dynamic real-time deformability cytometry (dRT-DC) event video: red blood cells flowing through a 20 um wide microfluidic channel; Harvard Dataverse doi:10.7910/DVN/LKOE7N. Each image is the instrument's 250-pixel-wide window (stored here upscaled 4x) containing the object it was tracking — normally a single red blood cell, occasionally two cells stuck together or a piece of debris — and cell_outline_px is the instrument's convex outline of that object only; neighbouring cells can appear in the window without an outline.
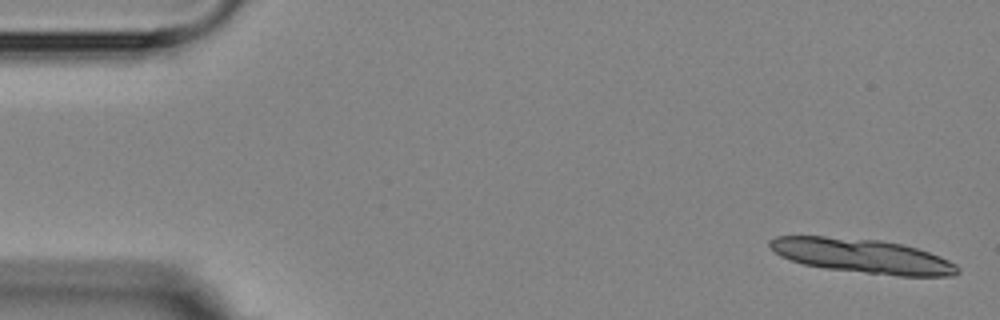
{"species": "Egyptian fruit bat (a non-hibernating species)", "species_latin": "Rousettus aegyptiacus", "temperature_condition": "room temperature", "stored_images_in_passage": 6, "camera_frame_rate_fps": 3000, "um_per_image_px": 0.085, "animal": {"sex": "female"}, "frame": {"image": 1, "passage_image": 1, "time_ms": 0.0, "image_size_px": [1000, 320], "cell_outline_px": [[960, 272], [952, 276], [896, 276], [824, 268], [804, 264], [780, 256], [768, 244], [768, 240], [776, 236], [824, 236], [880, 240], [904, 244], [940, 256], [956, 264], [960, 268]], "centroid_in_image_um": [73.32, 21.76], "position_along_channel_um": 11.7, "area_um2": 37.57}}